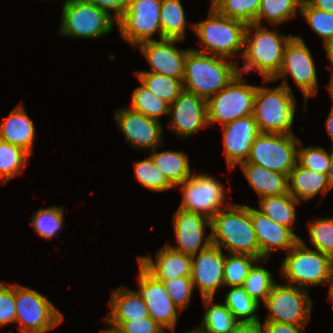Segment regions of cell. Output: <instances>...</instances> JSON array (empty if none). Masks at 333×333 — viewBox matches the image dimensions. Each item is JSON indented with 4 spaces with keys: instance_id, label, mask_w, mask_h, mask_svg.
I'll return each instance as SVG.
<instances>
[{
    "instance_id": "cell-1",
    "label": "cell",
    "mask_w": 333,
    "mask_h": 333,
    "mask_svg": "<svg viewBox=\"0 0 333 333\" xmlns=\"http://www.w3.org/2000/svg\"><path fill=\"white\" fill-rule=\"evenodd\" d=\"M238 65L228 58L190 48L184 61L183 88L207 101L239 74Z\"/></svg>"
},
{
    "instance_id": "cell-2",
    "label": "cell",
    "mask_w": 333,
    "mask_h": 333,
    "mask_svg": "<svg viewBox=\"0 0 333 333\" xmlns=\"http://www.w3.org/2000/svg\"><path fill=\"white\" fill-rule=\"evenodd\" d=\"M212 244L231 254L259 259V245L251 220V207L231 203L211 219Z\"/></svg>"
},
{
    "instance_id": "cell-3",
    "label": "cell",
    "mask_w": 333,
    "mask_h": 333,
    "mask_svg": "<svg viewBox=\"0 0 333 333\" xmlns=\"http://www.w3.org/2000/svg\"><path fill=\"white\" fill-rule=\"evenodd\" d=\"M275 29L268 30L255 23L246 26L242 55L244 63L241 69L238 67L239 74L256 70L262 80H272L278 74L286 45L293 36L281 35Z\"/></svg>"
},
{
    "instance_id": "cell-4",
    "label": "cell",
    "mask_w": 333,
    "mask_h": 333,
    "mask_svg": "<svg viewBox=\"0 0 333 333\" xmlns=\"http://www.w3.org/2000/svg\"><path fill=\"white\" fill-rule=\"evenodd\" d=\"M246 24L220 14L210 5L207 19L192 23L191 27L201 42V50L196 51L232 60L233 55L244 52Z\"/></svg>"
},
{
    "instance_id": "cell-5",
    "label": "cell",
    "mask_w": 333,
    "mask_h": 333,
    "mask_svg": "<svg viewBox=\"0 0 333 333\" xmlns=\"http://www.w3.org/2000/svg\"><path fill=\"white\" fill-rule=\"evenodd\" d=\"M296 99L285 86H257L253 117L260 133L293 134Z\"/></svg>"
},
{
    "instance_id": "cell-6",
    "label": "cell",
    "mask_w": 333,
    "mask_h": 333,
    "mask_svg": "<svg viewBox=\"0 0 333 333\" xmlns=\"http://www.w3.org/2000/svg\"><path fill=\"white\" fill-rule=\"evenodd\" d=\"M333 258L307 247L302 238L288 251L282 261L280 274L286 284L305 288L329 284Z\"/></svg>"
},
{
    "instance_id": "cell-7",
    "label": "cell",
    "mask_w": 333,
    "mask_h": 333,
    "mask_svg": "<svg viewBox=\"0 0 333 333\" xmlns=\"http://www.w3.org/2000/svg\"><path fill=\"white\" fill-rule=\"evenodd\" d=\"M58 34L74 38H100L112 31L117 20L87 0H65ZM115 22V23H114Z\"/></svg>"
},
{
    "instance_id": "cell-8",
    "label": "cell",
    "mask_w": 333,
    "mask_h": 333,
    "mask_svg": "<svg viewBox=\"0 0 333 333\" xmlns=\"http://www.w3.org/2000/svg\"><path fill=\"white\" fill-rule=\"evenodd\" d=\"M16 323L20 333H46L60 325L63 314L37 290L15 284Z\"/></svg>"
},
{
    "instance_id": "cell-9",
    "label": "cell",
    "mask_w": 333,
    "mask_h": 333,
    "mask_svg": "<svg viewBox=\"0 0 333 333\" xmlns=\"http://www.w3.org/2000/svg\"><path fill=\"white\" fill-rule=\"evenodd\" d=\"M288 74L302 91L304 108L307 109L308 98L316 96L318 93V79L314 59L300 35L293 36L287 43L283 63L278 74L272 80H263V83L277 81L282 78L280 85L292 91L287 81Z\"/></svg>"
},
{
    "instance_id": "cell-10",
    "label": "cell",
    "mask_w": 333,
    "mask_h": 333,
    "mask_svg": "<svg viewBox=\"0 0 333 333\" xmlns=\"http://www.w3.org/2000/svg\"><path fill=\"white\" fill-rule=\"evenodd\" d=\"M246 79L238 74L224 89L207 100L208 125L221 126L237 118L253 115L257 86L245 84Z\"/></svg>"
},
{
    "instance_id": "cell-11",
    "label": "cell",
    "mask_w": 333,
    "mask_h": 333,
    "mask_svg": "<svg viewBox=\"0 0 333 333\" xmlns=\"http://www.w3.org/2000/svg\"><path fill=\"white\" fill-rule=\"evenodd\" d=\"M299 141L294 134L260 133L252 143L248 159L242 163L289 175L297 163Z\"/></svg>"
},
{
    "instance_id": "cell-12",
    "label": "cell",
    "mask_w": 333,
    "mask_h": 333,
    "mask_svg": "<svg viewBox=\"0 0 333 333\" xmlns=\"http://www.w3.org/2000/svg\"><path fill=\"white\" fill-rule=\"evenodd\" d=\"M264 306L269 310L265 321L306 326L311 319L313 301L305 288L275 283Z\"/></svg>"
},
{
    "instance_id": "cell-13",
    "label": "cell",
    "mask_w": 333,
    "mask_h": 333,
    "mask_svg": "<svg viewBox=\"0 0 333 333\" xmlns=\"http://www.w3.org/2000/svg\"><path fill=\"white\" fill-rule=\"evenodd\" d=\"M162 0H134L128 2L123 15L117 20L121 37L132 47L156 40L153 35L159 34L162 39L160 23Z\"/></svg>"
},
{
    "instance_id": "cell-14",
    "label": "cell",
    "mask_w": 333,
    "mask_h": 333,
    "mask_svg": "<svg viewBox=\"0 0 333 333\" xmlns=\"http://www.w3.org/2000/svg\"><path fill=\"white\" fill-rule=\"evenodd\" d=\"M178 186H181L182 193V201L178 208L201 214L210 220L219 210L231 204L225 203V187L211 175L193 172Z\"/></svg>"
},
{
    "instance_id": "cell-15",
    "label": "cell",
    "mask_w": 333,
    "mask_h": 333,
    "mask_svg": "<svg viewBox=\"0 0 333 333\" xmlns=\"http://www.w3.org/2000/svg\"><path fill=\"white\" fill-rule=\"evenodd\" d=\"M138 292L146 303L149 316L164 329L175 330L178 312L162 281L156 279L139 262Z\"/></svg>"
},
{
    "instance_id": "cell-16",
    "label": "cell",
    "mask_w": 333,
    "mask_h": 333,
    "mask_svg": "<svg viewBox=\"0 0 333 333\" xmlns=\"http://www.w3.org/2000/svg\"><path fill=\"white\" fill-rule=\"evenodd\" d=\"M117 126L122 130L125 140L130 142L137 150H154L162 147L163 127L160 121L132 110L131 108H120L115 111Z\"/></svg>"
},
{
    "instance_id": "cell-17",
    "label": "cell",
    "mask_w": 333,
    "mask_h": 333,
    "mask_svg": "<svg viewBox=\"0 0 333 333\" xmlns=\"http://www.w3.org/2000/svg\"><path fill=\"white\" fill-rule=\"evenodd\" d=\"M169 127L180 138H187L207 128V101L194 93L183 90L169 105Z\"/></svg>"
},
{
    "instance_id": "cell-18",
    "label": "cell",
    "mask_w": 333,
    "mask_h": 333,
    "mask_svg": "<svg viewBox=\"0 0 333 333\" xmlns=\"http://www.w3.org/2000/svg\"><path fill=\"white\" fill-rule=\"evenodd\" d=\"M207 226L211 229L209 218L178 208L173 215L177 245L167 244L181 253L190 256L196 255L212 244L211 232L206 234L205 231Z\"/></svg>"
},
{
    "instance_id": "cell-19",
    "label": "cell",
    "mask_w": 333,
    "mask_h": 333,
    "mask_svg": "<svg viewBox=\"0 0 333 333\" xmlns=\"http://www.w3.org/2000/svg\"><path fill=\"white\" fill-rule=\"evenodd\" d=\"M180 41L182 42L180 39L164 38L139 44L136 48L147 59L151 69L137 72H153L183 80L184 61L189 49L176 48L175 44Z\"/></svg>"
},
{
    "instance_id": "cell-20",
    "label": "cell",
    "mask_w": 333,
    "mask_h": 333,
    "mask_svg": "<svg viewBox=\"0 0 333 333\" xmlns=\"http://www.w3.org/2000/svg\"><path fill=\"white\" fill-rule=\"evenodd\" d=\"M191 280L197 286L201 298H214L216 291L224 287L223 268L225 254L216 245L211 244L196 255L191 256Z\"/></svg>"
},
{
    "instance_id": "cell-21",
    "label": "cell",
    "mask_w": 333,
    "mask_h": 333,
    "mask_svg": "<svg viewBox=\"0 0 333 333\" xmlns=\"http://www.w3.org/2000/svg\"><path fill=\"white\" fill-rule=\"evenodd\" d=\"M221 130L227 165L233 170L248 159L252 143L260 131L253 115L237 118L221 126Z\"/></svg>"
},
{
    "instance_id": "cell-22",
    "label": "cell",
    "mask_w": 333,
    "mask_h": 333,
    "mask_svg": "<svg viewBox=\"0 0 333 333\" xmlns=\"http://www.w3.org/2000/svg\"><path fill=\"white\" fill-rule=\"evenodd\" d=\"M251 220L258 240L259 260L269 259L276 250L288 252L299 241V236L275 223L258 208L251 207Z\"/></svg>"
},
{
    "instance_id": "cell-23",
    "label": "cell",
    "mask_w": 333,
    "mask_h": 333,
    "mask_svg": "<svg viewBox=\"0 0 333 333\" xmlns=\"http://www.w3.org/2000/svg\"><path fill=\"white\" fill-rule=\"evenodd\" d=\"M138 257V262L159 281L191 276V256L174 250L168 244L159 249L155 261L150 256Z\"/></svg>"
},
{
    "instance_id": "cell-24",
    "label": "cell",
    "mask_w": 333,
    "mask_h": 333,
    "mask_svg": "<svg viewBox=\"0 0 333 333\" xmlns=\"http://www.w3.org/2000/svg\"><path fill=\"white\" fill-rule=\"evenodd\" d=\"M110 311L104 321L113 328H118L123 322L141 319L149 316L146 303L138 291L120 287L112 290L109 300Z\"/></svg>"
},
{
    "instance_id": "cell-25",
    "label": "cell",
    "mask_w": 333,
    "mask_h": 333,
    "mask_svg": "<svg viewBox=\"0 0 333 333\" xmlns=\"http://www.w3.org/2000/svg\"><path fill=\"white\" fill-rule=\"evenodd\" d=\"M35 126L25 107L20 103L0 123V140L19 146L32 154L35 138Z\"/></svg>"
},
{
    "instance_id": "cell-26",
    "label": "cell",
    "mask_w": 333,
    "mask_h": 333,
    "mask_svg": "<svg viewBox=\"0 0 333 333\" xmlns=\"http://www.w3.org/2000/svg\"><path fill=\"white\" fill-rule=\"evenodd\" d=\"M239 166L260 199L289 193V175L253 163H241Z\"/></svg>"
},
{
    "instance_id": "cell-27",
    "label": "cell",
    "mask_w": 333,
    "mask_h": 333,
    "mask_svg": "<svg viewBox=\"0 0 333 333\" xmlns=\"http://www.w3.org/2000/svg\"><path fill=\"white\" fill-rule=\"evenodd\" d=\"M329 191L325 174L306 169L298 163L289 174V194L298 202L309 201L319 193L324 197Z\"/></svg>"
},
{
    "instance_id": "cell-28",
    "label": "cell",
    "mask_w": 333,
    "mask_h": 333,
    "mask_svg": "<svg viewBox=\"0 0 333 333\" xmlns=\"http://www.w3.org/2000/svg\"><path fill=\"white\" fill-rule=\"evenodd\" d=\"M157 149L150 151L149 156L175 188L192 175L188 154L172 150L157 152Z\"/></svg>"
},
{
    "instance_id": "cell-29",
    "label": "cell",
    "mask_w": 333,
    "mask_h": 333,
    "mask_svg": "<svg viewBox=\"0 0 333 333\" xmlns=\"http://www.w3.org/2000/svg\"><path fill=\"white\" fill-rule=\"evenodd\" d=\"M300 204L289 193L259 199V211L267 215L278 225L289 228L293 233L295 230L296 208Z\"/></svg>"
},
{
    "instance_id": "cell-30",
    "label": "cell",
    "mask_w": 333,
    "mask_h": 333,
    "mask_svg": "<svg viewBox=\"0 0 333 333\" xmlns=\"http://www.w3.org/2000/svg\"><path fill=\"white\" fill-rule=\"evenodd\" d=\"M202 301L206 311L200 327H195L199 333H231L238 325L239 321L224 303H213V298H202Z\"/></svg>"
},
{
    "instance_id": "cell-31",
    "label": "cell",
    "mask_w": 333,
    "mask_h": 333,
    "mask_svg": "<svg viewBox=\"0 0 333 333\" xmlns=\"http://www.w3.org/2000/svg\"><path fill=\"white\" fill-rule=\"evenodd\" d=\"M160 23L162 39L185 38L187 21L181 0H162Z\"/></svg>"
},
{
    "instance_id": "cell-32",
    "label": "cell",
    "mask_w": 333,
    "mask_h": 333,
    "mask_svg": "<svg viewBox=\"0 0 333 333\" xmlns=\"http://www.w3.org/2000/svg\"><path fill=\"white\" fill-rule=\"evenodd\" d=\"M226 293L224 305L239 322H260L259 315L256 313L260 304L252 299L242 286L231 287Z\"/></svg>"
},
{
    "instance_id": "cell-33",
    "label": "cell",
    "mask_w": 333,
    "mask_h": 333,
    "mask_svg": "<svg viewBox=\"0 0 333 333\" xmlns=\"http://www.w3.org/2000/svg\"><path fill=\"white\" fill-rule=\"evenodd\" d=\"M302 0H261L255 24L262 19L271 25H279L294 18L300 12Z\"/></svg>"
},
{
    "instance_id": "cell-34",
    "label": "cell",
    "mask_w": 333,
    "mask_h": 333,
    "mask_svg": "<svg viewBox=\"0 0 333 333\" xmlns=\"http://www.w3.org/2000/svg\"><path fill=\"white\" fill-rule=\"evenodd\" d=\"M135 75L139 82L169 105L184 90L183 80L153 72H136Z\"/></svg>"
},
{
    "instance_id": "cell-35",
    "label": "cell",
    "mask_w": 333,
    "mask_h": 333,
    "mask_svg": "<svg viewBox=\"0 0 333 333\" xmlns=\"http://www.w3.org/2000/svg\"><path fill=\"white\" fill-rule=\"evenodd\" d=\"M31 156L23 148L0 140V181L7 183L19 175Z\"/></svg>"
},
{
    "instance_id": "cell-36",
    "label": "cell",
    "mask_w": 333,
    "mask_h": 333,
    "mask_svg": "<svg viewBox=\"0 0 333 333\" xmlns=\"http://www.w3.org/2000/svg\"><path fill=\"white\" fill-rule=\"evenodd\" d=\"M131 109L147 116L148 118L160 121V117L168 115L169 104L151 92L141 83L134 89L131 96Z\"/></svg>"
},
{
    "instance_id": "cell-37",
    "label": "cell",
    "mask_w": 333,
    "mask_h": 333,
    "mask_svg": "<svg viewBox=\"0 0 333 333\" xmlns=\"http://www.w3.org/2000/svg\"><path fill=\"white\" fill-rule=\"evenodd\" d=\"M220 14L244 22L255 23L261 0H210Z\"/></svg>"
},
{
    "instance_id": "cell-38",
    "label": "cell",
    "mask_w": 333,
    "mask_h": 333,
    "mask_svg": "<svg viewBox=\"0 0 333 333\" xmlns=\"http://www.w3.org/2000/svg\"><path fill=\"white\" fill-rule=\"evenodd\" d=\"M259 259L248 254H225L223 268L224 286L241 287L250 269Z\"/></svg>"
},
{
    "instance_id": "cell-39",
    "label": "cell",
    "mask_w": 333,
    "mask_h": 333,
    "mask_svg": "<svg viewBox=\"0 0 333 333\" xmlns=\"http://www.w3.org/2000/svg\"><path fill=\"white\" fill-rule=\"evenodd\" d=\"M266 261L268 259H261L253 265L242 286L249 296L259 304H261V301L265 302L276 283L271 272L265 267L259 266V263L262 264V262L265 263Z\"/></svg>"
},
{
    "instance_id": "cell-40",
    "label": "cell",
    "mask_w": 333,
    "mask_h": 333,
    "mask_svg": "<svg viewBox=\"0 0 333 333\" xmlns=\"http://www.w3.org/2000/svg\"><path fill=\"white\" fill-rule=\"evenodd\" d=\"M31 226L42 238L57 236L64 224V209L59 206L38 209L31 218Z\"/></svg>"
},
{
    "instance_id": "cell-41",
    "label": "cell",
    "mask_w": 333,
    "mask_h": 333,
    "mask_svg": "<svg viewBox=\"0 0 333 333\" xmlns=\"http://www.w3.org/2000/svg\"><path fill=\"white\" fill-rule=\"evenodd\" d=\"M134 174L137 181L151 191L164 192L174 188L150 156L134 163Z\"/></svg>"
},
{
    "instance_id": "cell-42",
    "label": "cell",
    "mask_w": 333,
    "mask_h": 333,
    "mask_svg": "<svg viewBox=\"0 0 333 333\" xmlns=\"http://www.w3.org/2000/svg\"><path fill=\"white\" fill-rule=\"evenodd\" d=\"M307 228L311 245L333 258V216L316 217Z\"/></svg>"
},
{
    "instance_id": "cell-43",
    "label": "cell",
    "mask_w": 333,
    "mask_h": 333,
    "mask_svg": "<svg viewBox=\"0 0 333 333\" xmlns=\"http://www.w3.org/2000/svg\"><path fill=\"white\" fill-rule=\"evenodd\" d=\"M299 13L315 34L322 38L323 46L333 40V13L313 8L307 1H302Z\"/></svg>"
},
{
    "instance_id": "cell-44",
    "label": "cell",
    "mask_w": 333,
    "mask_h": 333,
    "mask_svg": "<svg viewBox=\"0 0 333 333\" xmlns=\"http://www.w3.org/2000/svg\"><path fill=\"white\" fill-rule=\"evenodd\" d=\"M301 145L302 142L299 141L297 163L306 169L326 175L332 159V148L329 153L320 146L302 147Z\"/></svg>"
},
{
    "instance_id": "cell-45",
    "label": "cell",
    "mask_w": 333,
    "mask_h": 333,
    "mask_svg": "<svg viewBox=\"0 0 333 333\" xmlns=\"http://www.w3.org/2000/svg\"><path fill=\"white\" fill-rule=\"evenodd\" d=\"M173 304L182 312L188 308L194 290L191 276H181L162 281Z\"/></svg>"
},
{
    "instance_id": "cell-46",
    "label": "cell",
    "mask_w": 333,
    "mask_h": 333,
    "mask_svg": "<svg viewBox=\"0 0 333 333\" xmlns=\"http://www.w3.org/2000/svg\"><path fill=\"white\" fill-rule=\"evenodd\" d=\"M8 285L0 280V326L16 323L15 284Z\"/></svg>"
},
{
    "instance_id": "cell-47",
    "label": "cell",
    "mask_w": 333,
    "mask_h": 333,
    "mask_svg": "<svg viewBox=\"0 0 333 333\" xmlns=\"http://www.w3.org/2000/svg\"><path fill=\"white\" fill-rule=\"evenodd\" d=\"M117 329L121 333H166L165 329L150 316L125 321Z\"/></svg>"
},
{
    "instance_id": "cell-48",
    "label": "cell",
    "mask_w": 333,
    "mask_h": 333,
    "mask_svg": "<svg viewBox=\"0 0 333 333\" xmlns=\"http://www.w3.org/2000/svg\"><path fill=\"white\" fill-rule=\"evenodd\" d=\"M305 327L270 321H264L263 324L259 322L261 333H305Z\"/></svg>"
},
{
    "instance_id": "cell-49",
    "label": "cell",
    "mask_w": 333,
    "mask_h": 333,
    "mask_svg": "<svg viewBox=\"0 0 333 333\" xmlns=\"http://www.w3.org/2000/svg\"><path fill=\"white\" fill-rule=\"evenodd\" d=\"M89 3L98 8L106 10L109 14L113 11L112 16L118 20L124 13L128 0H87Z\"/></svg>"
},
{
    "instance_id": "cell-50",
    "label": "cell",
    "mask_w": 333,
    "mask_h": 333,
    "mask_svg": "<svg viewBox=\"0 0 333 333\" xmlns=\"http://www.w3.org/2000/svg\"><path fill=\"white\" fill-rule=\"evenodd\" d=\"M231 333H261L259 323L239 322Z\"/></svg>"
},
{
    "instance_id": "cell-51",
    "label": "cell",
    "mask_w": 333,
    "mask_h": 333,
    "mask_svg": "<svg viewBox=\"0 0 333 333\" xmlns=\"http://www.w3.org/2000/svg\"><path fill=\"white\" fill-rule=\"evenodd\" d=\"M307 2L316 9L333 13V0H307Z\"/></svg>"
},
{
    "instance_id": "cell-52",
    "label": "cell",
    "mask_w": 333,
    "mask_h": 333,
    "mask_svg": "<svg viewBox=\"0 0 333 333\" xmlns=\"http://www.w3.org/2000/svg\"><path fill=\"white\" fill-rule=\"evenodd\" d=\"M325 126H326L327 134L330 136L329 138L333 142V108H331V110L329 112V115L326 119ZM332 149H333V145H332Z\"/></svg>"
},
{
    "instance_id": "cell-53",
    "label": "cell",
    "mask_w": 333,
    "mask_h": 333,
    "mask_svg": "<svg viewBox=\"0 0 333 333\" xmlns=\"http://www.w3.org/2000/svg\"><path fill=\"white\" fill-rule=\"evenodd\" d=\"M324 49H325V52L329 58V61L331 63L330 65V70H332L331 72V76L330 77H333V40L327 42L325 45H324Z\"/></svg>"
},
{
    "instance_id": "cell-54",
    "label": "cell",
    "mask_w": 333,
    "mask_h": 333,
    "mask_svg": "<svg viewBox=\"0 0 333 333\" xmlns=\"http://www.w3.org/2000/svg\"><path fill=\"white\" fill-rule=\"evenodd\" d=\"M327 182L330 188V191L333 189V149H332V159H331V163L330 166L328 168L327 174Z\"/></svg>"
},
{
    "instance_id": "cell-55",
    "label": "cell",
    "mask_w": 333,
    "mask_h": 333,
    "mask_svg": "<svg viewBox=\"0 0 333 333\" xmlns=\"http://www.w3.org/2000/svg\"><path fill=\"white\" fill-rule=\"evenodd\" d=\"M328 299L329 301L332 302L333 304V265H332V268H331V274H330V281H329V293H328Z\"/></svg>"
},
{
    "instance_id": "cell-56",
    "label": "cell",
    "mask_w": 333,
    "mask_h": 333,
    "mask_svg": "<svg viewBox=\"0 0 333 333\" xmlns=\"http://www.w3.org/2000/svg\"><path fill=\"white\" fill-rule=\"evenodd\" d=\"M327 88L330 93V97L333 101V77H330L329 85H327ZM332 108H333V104H332Z\"/></svg>"
},
{
    "instance_id": "cell-57",
    "label": "cell",
    "mask_w": 333,
    "mask_h": 333,
    "mask_svg": "<svg viewBox=\"0 0 333 333\" xmlns=\"http://www.w3.org/2000/svg\"><path fill=\"white\" fill-rule=\"evenodd\" d=\"M101 333H121L118 329L116 328H109V329H105L103 331H100Z\"/></svg>"
},
{
    "instance_id": "cell-58",
    "label": "cell",
    "mask_w": 333,
    "mask_h": 333,
    "mask_svg": "<svg viewBox=\"0 0 333 333\" xmlns=\"http://www.w3.org/2000/svg\"><path fill=\"white\" fill-rule=\"evenodd\" d=\"M171 333H175V330H171ZM186 333H199L198 330L194 327V329L186 332Z\"/></svg>"
}]
</instances>
